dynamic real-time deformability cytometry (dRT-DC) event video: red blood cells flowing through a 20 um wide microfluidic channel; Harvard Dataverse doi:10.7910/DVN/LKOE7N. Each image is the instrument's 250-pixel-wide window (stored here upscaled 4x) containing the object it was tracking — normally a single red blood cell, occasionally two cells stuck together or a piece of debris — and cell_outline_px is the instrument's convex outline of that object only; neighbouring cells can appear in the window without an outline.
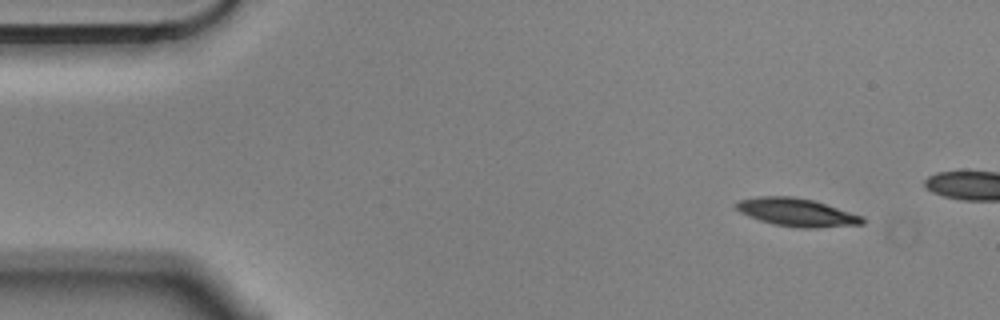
{"species": "Egyptian fruit bat (a non-hibernating species)", "species_latin": "Rousettus aegyptiacus", "temperature_condition": "cold", "stored_images_in_passage": 4, "camera_frame_rate_fps": 3000, "um_per_image_px": 0.085, "animal": {"sex": "male"}, "frame": {"image": 1, "passage_image": 1, "time_ms": 0.0, "image_size_px": [1000, 320], "cell_outline_px": [[864, 224], [816, 228], [800, 228], [772, 224], [748, 216], [740, 212], [736, 208], [736, 204], [740, 200], [760, 196], [792, 196], [812, 200], [864, 216]], "centroid_in_image_um": [67.74, 18.06], "position_along_channel_um": 17.3, "area_um2": 20.52}}